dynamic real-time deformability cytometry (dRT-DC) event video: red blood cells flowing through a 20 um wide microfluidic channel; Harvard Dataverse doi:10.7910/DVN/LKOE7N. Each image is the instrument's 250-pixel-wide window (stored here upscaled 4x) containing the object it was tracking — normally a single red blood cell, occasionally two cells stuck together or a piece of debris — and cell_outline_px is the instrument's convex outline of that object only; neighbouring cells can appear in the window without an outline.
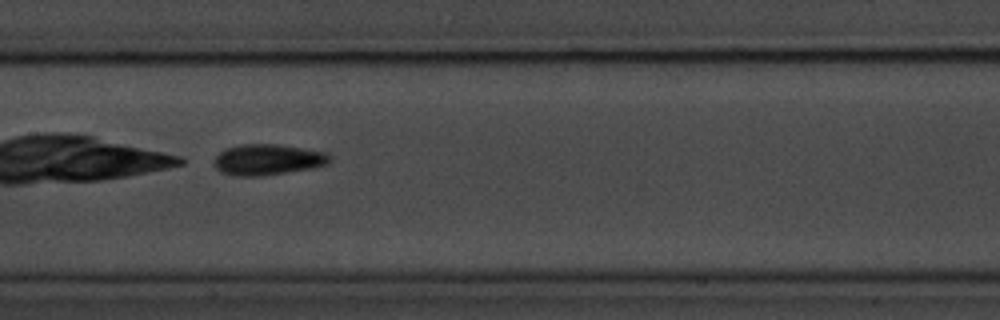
{"species": "common noctule bat (a hibernating species)", "species_latin": "Nyctalus noctula", "temperature_condition": "room temperature", "stored_images_in_passage": 40, "camera_frame_rate_fps": 3000, "um_per_image_px": 0.085, "animal": {"sex": "male", "body_mass_g": 20.1, "forearm_length_mm": 53.5}, "frame": {"image": 1, "passage_image": 18, "time_ms": 5.667, "image_size_px": [1000, 320], "cell_outline_px": [[332, 160], [328, 164], [312, 168], [264, 176], [232, 176], [220, 172], [212, 164], [216, 156], [220, 152], [228, 148], [240, 144], [276, 144], [328, 152], [332, 156]], "centroid_in_image_um": [22.77, 13.58], "position_along_channel_um": 184.6, "area_um2": 21.1}}